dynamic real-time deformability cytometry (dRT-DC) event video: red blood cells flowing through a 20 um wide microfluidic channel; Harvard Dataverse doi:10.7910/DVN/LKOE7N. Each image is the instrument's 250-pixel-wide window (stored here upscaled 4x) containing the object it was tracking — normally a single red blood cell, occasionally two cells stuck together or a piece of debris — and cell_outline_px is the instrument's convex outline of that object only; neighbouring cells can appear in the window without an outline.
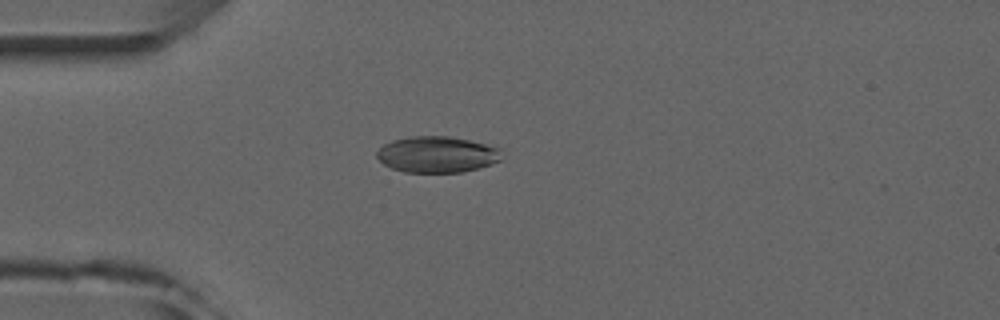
{"species": "common noctule bat (a hibernating species)", "species_latin": "Nyctalus noctula", "temperature_condition": "room temperature", "stored_images_in_passage": 4, "camera_frame_rate_fps": 3000, "um_per_image_px": 0.085, "animal": {"sex": "male", "forearm_length_mm": 52.5}, "frame": {"image": 1, "passage_image": 3, "time_ms": 2.333, "image_size_px": [1000, 320], "cell_outline_px": [[504, 160], [476, 168], [460, 172], [404, 172], [392, 168], [384, 164], [376, 156], [376, 152], [384, 144], [392, 140], [412, 136], [452, 136], [500, 148]], "centroid_in_image_um": [37.15, 13.12], "position_along_channel_um": 47.8, "area_um2": 26.3}}